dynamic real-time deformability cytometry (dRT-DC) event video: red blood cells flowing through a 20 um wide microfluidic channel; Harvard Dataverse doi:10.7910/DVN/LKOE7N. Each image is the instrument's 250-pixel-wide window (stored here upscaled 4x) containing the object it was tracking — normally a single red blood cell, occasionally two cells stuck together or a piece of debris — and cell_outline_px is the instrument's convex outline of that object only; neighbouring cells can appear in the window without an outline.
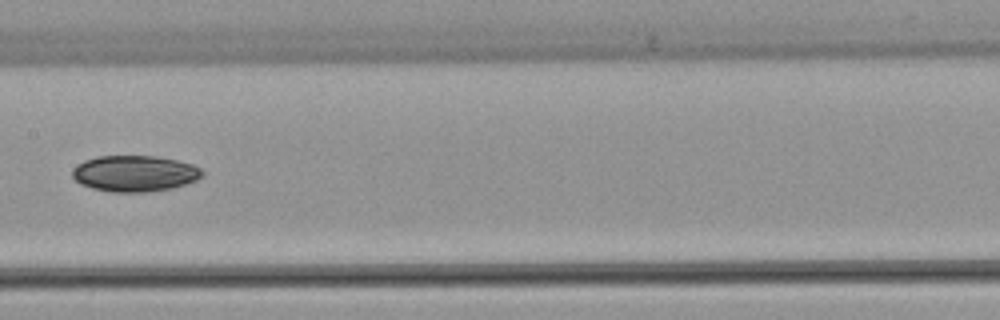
{"species": "common noctule bat (a hibernating species)", "species_latin": "Nyctalus noctula", "temperature_condition": "warm", "stored_images_in_passage": 6, "camera_frame_rate_fps": 3000, "um_per_image_px": 0.085, "animal": {"sex": "female", "body_mass_g": 22.7, "forearm_length_mm": 54.2}, "frame": {"image": 1, "passage_image": 5, "time_ms": 6.0, "image_size_px": [1000, 320], "cell_outline_px": [[204, 176], [196, 180], [172, 188], [148, 192], [112, 192], [92, 188], [80, 184], [72, 176], [72, 172], [84, 160], [96, 156], [156, 156], [176, 160], [192, 164], [200, 168], [204, 172]], "centroid_in_image_um": [11.47, 14.75], "position_along_channel_um": 195.9, "area_um2": 27.28}}